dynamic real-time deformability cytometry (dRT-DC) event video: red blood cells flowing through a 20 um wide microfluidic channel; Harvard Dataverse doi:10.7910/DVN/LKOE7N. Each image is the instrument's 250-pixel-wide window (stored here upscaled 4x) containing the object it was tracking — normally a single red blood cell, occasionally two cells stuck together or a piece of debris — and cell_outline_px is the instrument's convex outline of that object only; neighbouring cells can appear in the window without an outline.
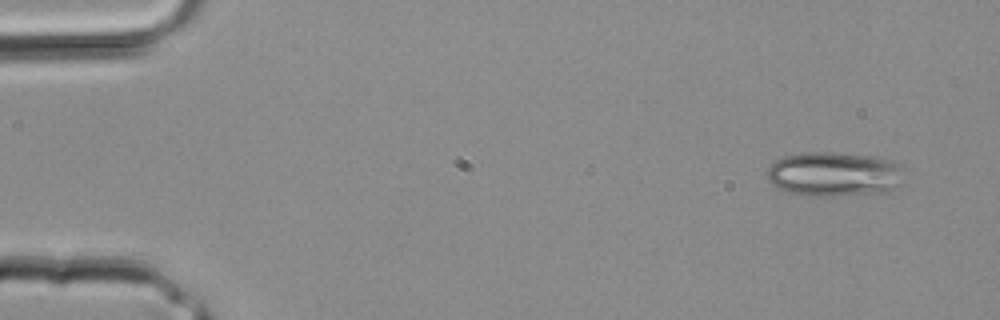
{"species": "common noctule bat (a hibernating species)", "species_latin": "Nyctalus noctula", "temperature_condition": "room temperature", "stored_images_in_passage": 2, "camera_frame_rate_fps": 3000, "um_per_image_px": 0.085, "animal": {"sex": "male", "body_mass_g": 20.4}, "frame": {"image": 1, "passage_image": 1, "time_ms": 0.0, "image_size_px": [1000, 320], "cell_outline_px": [[908, 172], [900, 184], [888, 192], [828, 196], [812, 196], [784, 192], [772, 184], [768, 180], [768, 168], [776, 160], [784, 156], [804, 152], [832, 152], [872, 156], [888, 160], [900, 164]], "centroid_in_image_um": [70.95, 14.8], "position_along_channel_um": 14.1, "area_um2": 36.01}}